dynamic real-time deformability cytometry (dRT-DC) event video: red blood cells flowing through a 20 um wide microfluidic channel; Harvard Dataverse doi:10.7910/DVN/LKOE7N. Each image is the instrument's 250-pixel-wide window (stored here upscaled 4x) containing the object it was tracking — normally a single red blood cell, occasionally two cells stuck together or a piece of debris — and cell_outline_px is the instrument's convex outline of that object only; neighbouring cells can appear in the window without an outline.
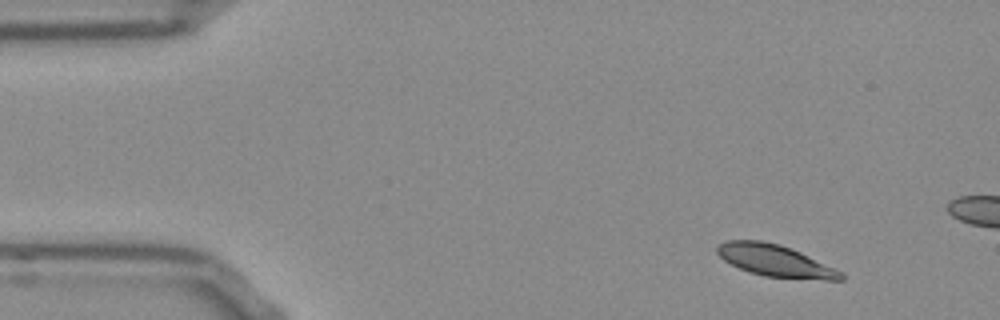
{"species": "Egyptian fruit bat (a non-hibernating species)", "species_latin": "Rousettus aegyptiacus", "temperature_condition": "room temperature", "stored_images_in_passage": 10, "camera_frame_rate_fps": 3000, "um_per_image_px": 0.085, "frame": {"image": 1, "passage_image": 1, "time_ms": 0.0, "image_size_px": [1000, 320], "cell_outline_px": [[844, 280], [824, 280], [764, 276], [748, 272], [724, 260], [716, 252], [716, 248], [720, 244], [728, 240], [760, 240], [776, 244], [800, 252], [844, 272]], "centroid_in_image_um": [65.91, 22.17], "position_along_channel_um": 19.1, "area_um2": 22.72}}